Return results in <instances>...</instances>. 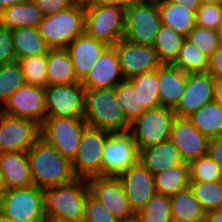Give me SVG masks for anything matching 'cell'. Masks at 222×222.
I'll list each match as a JSON object with an SVG mask.
<instances>
[{
    "label": "cell",
    "mask_w": 222,
    "mask_h": 222,
    "mask_svg": "<svg viewBox=\"0 0 222 222\" xmlns=\"http://www.w3.org/2000/svg\"><path fill=\"white\" fill-rule=\"evenodd\" d=\"M33 185L46 189L77 179L72 163L40 137L26 152Z\"/></svg>",
    "instance_id": "6da1fadb"
},
{
    "label": "cell",
    "mask_w": 222,
    "mask_h": 222,
    "mask_svg": "<svg viewBox=\"0 0 222 222\" xmlns=\"http://www.w3.org/2000/svg\"><path fill=\"white\" fill-rule=\"evenodd\" d=\"M89 194L87 180L82 178L44 189L46 220L83 222Z\"/></svg>",
    "instance_id": "7a4b0ae2"
},
{
    "label": "cell",
    "mask_w": 222,
    "mask_h": 222,
    "mask_svg": "<svg viewBox=\"0 0 222 222\" xmlns=\"http://www.w3.org/2000/svg\"><path fill=\"white\" fill-rule=\"evenodd\" d=\"M84 120L87 125L110 132L129 131L126 119L115 98L114 87L85 89Z\"/></svg>",
    "instance_id": "3957f363"
},
{
    "label": "cell",
    "mask_w": 222,
    "mask_h": 222,
    "mask_svg": "<svg viewBox=\"0 0 222 222\" xmlns=\"http://www.w3.org/2000/svg\"><path fill=\"white\" fill-rule=\"evenodd\" d=\"M126 7L117 3H92L85 7V32L114 46L124 39Z\"/></svg>",
    "instance_id": "277c9868"
},
{
    "label": "cell",
    "mask_w": 222,
    "mask_h": 222,
    "mask_svg": "<svg viewBox=\"0 0 222 222\" xmlns=\"http://www.w3.org/2000/svg\"><path fill=\"white\" fill-rule=\"evenodd\" d=\"M38 28L50 49L66 48L85 32V7L72 4L56 14L44 16Z\"/></svg>",
    "instance_id": "5b68a950"
},
{
    "label": "cell",
    "mask_w": 222,
    "mask_h": 222,
    "mask_svg": "<svg viewBox=\"0 0 222 222\" xmlns=\"http://www.w3.org/2000/svg\"><path fill=\"white\" fill-rule=\"evenodd\" d=\"M0 212L14 222H46L44 189L35 185L4 189L0 194Z\"/></svg>",
    "instance_id": "8992f818"
},
{
    "label": "cell",
    "mask_w": 222,
    "mask_h": 222,
    "mask_svg": "<svg viewBox=\"0 0 222 222\" xmlns=\"http://www.w3.org/2000/svg\"><path fill=\"white\" fill-rule=\"evenodd\" d=\"M87 126L84 117H46L41 126V137L72 162Z\"/></svg>",
    "instance_id": "52a82bcc"
},
{
    "label": "cell",
    "mask_w": 222,
    "mask_h": 222,
    "mask_svg": "<svg viewBox=\"0 0 222 222\" xmlns=\"http://www.w3.org/2000/svg\"><path fill=\"white\" fill-rule=\"evenodd\" d=\"M176 114L172 108L160 106L146 110L130 123L132 134L139 150L170 139Z\"/></svg>",
    "instance_id": "ba28073f"
},
{
    "label": "cell",
    "mask_w": 222,
    "mask_h": 222,
    "mask_svg": "<svg viewBox=\"0 0 222 222\" xmlns=\"http://www.w3.org/2000/svg\"><path fill=\"white\" fill-rule=\"evenodd\" d=\"M161 25L157 0L127 6L124 39L137 45L153 46Z\"/></svg>",
    "instance_id": "9c48e42d"
},
{
    "label": "cell",
    "mask_w": 222,
    "mask_h": 222,
    "mask_svg": "<svg viewBox=\"0 0 222 222\" xmlns=\"http://www.w3.org/2000/svg\"><path fill=\"white\" fill-rule=\"evenodd\" d=\"M139 161V149L129 131L110 132L103 148L101 177H118Z\"/></svg>",
    "instance_id": "30bf717a"
},
{
    "label": "cell",
    "mask_w": 222,
    "mask_h": 222,
    "mask_svg": "<svg viewBox=\"0 0 222 222\" xmlns=\"http://www.w3.org/2000/svg\"><path fill=\"white\" fill-rule=\"evenodd\" d=\"M110 131L87 126L80 139L72 168L77 178L89 179L101 176L103 148Z\"/></svg>",
    "instance_id": "8fae6325"
},
{
    "label": "cell",
    "mask_w": 222,
    "mask_h": 222,
    "mask_svg": "<svg viewBox=\"0 0 222 222\" xmlns=\"http://www.w3.org/2000/svg\"><path fill=\"white\" fill-rule=\"evenodd\" d=\"M40 137L41 126L36 122L0 111V154L27 152Z\"/></svg>",
    "instance_id": "7c38bea8"
},
{
    "label": "cell",
    "mask_w": 222,
    "mask_h": 222,
    "mask_svg": "<svg viewBox=\"0 0 222 222\" xmlns=\"http://www.w3.org/2000/svg\"><path fill=\"white\" fill-rule=\"evenodd\" d=\"M90 194L100 201L119 222L136 219L124 188L118 177H91L87 179Z\"/></svg>",
    "instance_id": "4fadbf2b"
},
{
    "label": "cell",
    "mask_w": 222,
    "mask_h": 222,
    "mask_svg": "<svg viewBox=\"0 0 222 222\" xmlns=\"http://www.w3.org/2000/svg\"><path fill=\"white\" fill-rule=\"evenodd\" d=\"M46 117H84L85 88L81 83L47 85Z\"/></svg>",
    "instance_id": "5bb4252c"
},
{
    "label": "cell",
    "mask_w": 222,
    "mask_h": 222,
    "mask_svg": "<svg viewBox=\"0 0 222 222\" xmlns=\"http://www.w3.org/2000/svg\"><path fill=\"white\" fill-rule=\"evenodd\" d=\"M0 111L10 116L32 120L42 126L46 119L44 87L23 85L9 97Z\"/></svg>",
    "instance_id": "9a60e30c"
},
{
    "label": "cell",
    "mask_w": 222,
    "mask_h": 222,
    "mask_svg": "<svg viewBox=\"0 0 222 222\" xmlns=\"http://www.w3.org/2000/svg\"><path fill=\"white\" fill-rule=\"evenodd\" d=\"M113 47L125 80L154 71L162 64L153 46L137 45L121 39Z\"/></svg>",
    "instance_id": "2e32d148"
},
{
    "label": "cell",
    "mask_w": 222,
    "mask_h": 222,
    "mask_svg": "<svg viewBox=\"0 0 222 222\" xmlns=\"http://www.w3.org/2000/svg\"><path fill=\"white\" fill-rule=\"evenodd\" d=\"M215 78L208 72L187 74L179 103L173 109L177 118H187L205 104L214 101Z\"/></svg>",
    "instance_id": "e0dca14e"
},
{
    "label": "cell",
    "mask_w": 222,
    "mask_h": 222,
    "mask_svg": "<svg viewBox=\"0 0 222 222\" xmlns=\"http://www.w3.org/2000/svg\"><path fill=\"white\" fill-rule=\"evenodd\" d=\"M130 206L137 214L154 196V175L140 161L118 176Z\"/></svg>",
    "instance_id": "ac0fdd59"
},
{
    "label": "cell",
    "mask_w": 222,
    "mask_h": 222,
    "mask_svg": "<svg viewBox=\"0 0 222 222\" xmlns=\"http://www.w3.org/2000/svg\"><path fill=\"white\" fill-rule=\"evenodd\" d=\"M170 140L179 150L185 163L208 155L209 138L198 131L186 118L173 122Z\"/></svg>",
    "instance_id": "d6986e66"
},
{
    "label": "cell",
    "mask_w": 222,
    "mask_h": 222,
    "mask_svg": "<svg viewBox=\"0 0 222 222\" xmlns=\"http://www.w3.org/2000/svg\"><path fill=\"white\" fill-rule=\"evenodd\" d=\"M123 80L117 53L108 46L80 83L85 89H102L115 87Z\"/></svg>",
    "instance_id": "ffe728a7"
},
{
    "label": "cell",
    "mask_w": 222,
    "mask_h": 222,
    "mask_svg": "<svg viewBox=\"0 0 222 222\" xmlns=\"http://www.w3.org/2000/svg\"><path fill=\"white\" fill-rule=\"evenodd\" d=\"M107 47L105 42L89 36L86 32L79 35L66 47L73 63L75 75L80 82Z\"/></svg>",
    "instance_id": "44dd1931"
},
{
    "label": "cell",
    "mask_w": 222,
    "mask_h": 222,
    "mask_svg": "<svg viewBox=\"0 0 222 222\" xmlns=\"http://www.w3.org/2000/svg\"><path fill=\"white\" fill-rule=\"evenodd\" d=\"M139 161L153 175L177 165H189L170 139L139 150Z\"/></svg>",
    "instance_id": "7402d4cb"
},
{
    "label": "cell",
    "mask_w": 222,
    "mask_h": 222,
    "mask_svg": "<svg viewBox=\"0 0 222 222\" xmlns=\"http://www.w3.org/2000/svg\"><path fill=\"white\" fill-rule=\"evenodd\" d=\"M0 171L4 189L26 188L33 185L26 152L0 154Z\"/></svg>",
    "instance_id": "603a6c76"
},
{
    "label": "cell",
    "mask_w": 222,
    "mask_h": 222,
    "mask_svg": "<svg viewBox=\"0 0 222 222\" xmlns=\"http://www.w3.org/2000/svg\"><path fill=\"white\" fill-rule=\"evenodd\" d=\"M160 105L174 109L183 94L187 74L173 64H161L157 68Z\"/></svg>",
    "instance_id": "cb8c5ba5"
},
{
    "label": "cell",
    "mask_w": 222,
    "mask_h": 222,
    "mask_svg": "<svg viewBox=\"0 0 222 222\" xmlns=\"http://www.w3.org/2000/svg\"><path fill=\"white\" fill-rule=\"evenodd\" d=\"M44 15L33 1L19 3L0 12V25L9 29L39 27Z\"/></svg>",
    "instance_id": "d4e9b609"
},
{
    "label": "cell",
    "mask_w": 222,
    "mask_h": 222,
    "mask_svg": "<svg viewBox=\"0 0 222 222\" xmlns=\"http://www.w3.org/2000/svg\"><path fill=\"white\" fill-rule=\"evenodd\" d=\"M46 72L48 85L80 83L66 48L49 49Z\"/></svg>",
    "instance_id": "484cf974"
},
{
    "label": "cell",
    "mask_w": 222,
    "mask_h": 222,
    "mask_svg": "<svg viewBox=\"0 0 222 222\" xmlns=\"http://www.w3.org/2000/svg\"><path fill=\"white\" fill-rule=\"evenodd\" d=\"M12 39L16 60L47 54L46 45L38 27H22L12 29Z\"/></svg>",
    "instance_id": "4316f807"
},
{
    "label": "cell",
    "mask_w": 222,
    "mask_h": 222,
    "mask_svg": "<svg viewBox=\"0 0 222 222\" xmlns=\"http://www.w3.org/2000/svg\"><path fill=\"white\" fill-rule=\"evenodd\" d=\"M173 222H204L206 212L189 188L170 196Z\"/></svg>",
    "instance_id": "83f0119b"
},
{
    "label": "cell",
    "mask_w": 222,
    "mask_h": 222,
    "mask_svg": "<svg viewBox=\"0 0 222 222\" xmlns=\"http://www.w3.org/2000/svg\"><path fill=\"white\" fill-rule=\"evenodd\" d=\"M157 4L162 25L172 28L185 37L196 26V12L165 0H157Z\"/></svg>",
    "instance_id": "f1b7e54d"
},
{
    "label": "cell",
    "mask_w": 222,
    "mask_h": 222,
    "mask_svg": "<svg viewBox=\"0 0 222 222\" xmlns=\"http://www.w3.org/2000/svg\"><path fill=\"white\" fill-rule=\"evenodd\" d=\"M209 139L222 135V105L213 101L186 118Z\"/></svg>",
    "instance_id": "f546056e"
},
{
    "label": "cell",
    "mask_w": 222,
    "mask_h": 222,
    "mask_svg": "<svg viewBox=\"0 0 222 222\" xmlns=\"http://www.w3.org/2000/svg\"><path fill=\"white\" fill-rule=\"evenodd\" d=\"M189 165H177L154 174L155 191L162 195H174L189 188Z\"/></svg>",
    "instance_id": "4dcf8cb0"
},
{
    "label": "cell",
    "mask_w": 222,
    "mask_h": 222,
    "mask_svg": "<svg viewBox=\"0 0 222 222\" xmlns=\"http://www.w3.org/2000/svg\"><path fill=\"white\" fill-rule=\"evenodd\" d=\"M186 39L172 28L161 25L153 47L162 64H173L179 56L180 49Z\"/></svg>",
    "instance_id": "1f68e13d"
},
{
    "label": "cell",
    "mask_w": 222,
    "mask_h": 222,
    "mask_svg": "<svg viewBox=\"0 0 222 222\" xmlns=\"http://www.w3.org/2000/svg\"><path fill=\"white\" fill-rule=\"evenodd\" d=\"M114 92L117 103L130 123L147 110L141 106L139 92L129 80L119 82L114 87Z\"/></svg>",
    "instance_id": "d6a6232c"
},
{
    "label": "cell",
    "mask_w": 222,
    "mask_h": 222,
    "mask_svg": "<svg viewBox=\"0 0 222 222\" xmlns=\"http://www.w3.org/2000/svg\"><path fill=\"white\" fill-rule=\"evenodd\" d=\"M173 65L186 74L205 73L209 69V57L185 39Z\"/></svg>",
    "instance_id": "836d02e7"
},
{
    "label": "cell",
    "mask_w": 222,
    "mask_h": 222,
    "mask_svg": "<svg viewBox=\"0 0 222 222\" xmlns=\"http://www.w3.org/2000/svg\"><path fill=\"white\" fill-rule=\"evenodd\" d=\"M189 189L200 202L206 213L218 210L222 207L221 181H190Z\"/></svg>",
    "instance_id": "e575fe53"
},
{
    "label": "cell",
    "mask_w": 222,
    "mask_h": 222,
    "mask_svg": "<svg viewBox=\"0 0 222 222\" xmlns=\"http://www.w3.org/2000/svg\"><path fill=\"white\" fill-rule=\"evenodd\" d=\"M138 90L141 97V106L147 110L160 107L157 69L139 74L129 80Z\"/></svg>",
    "instance_id": "d590c367"
},
{
    "label": "cell",
    "mask_w": 222,
    "mask_h": 222,
    "mask_svg": "<svg viewBox=\"0 0 222 222\" xmlns=\"http://www.w3.org/2000/svg\"><path fill=\"white\" fill-rule=\"evenodd\" d=\"M25 84L24 75L17 60L0 65V109L9 97Z\"/></svg>",
    "instance_id": "8d00e7d4"
},
{
    "label": "cell",
    "mask_w": 222,
    "mask_h": 222,
    "mask_svg": "<svg viewBox=\"0 0 222 222\" xmlns=\"http://www.w3.org/2000/svg\"><path fill=\"white\" fill-rule=\"evenodd\" d=\"M137 222H173L170 196L155 193L136 214Z\"/></svg>",
    "instance_id": "74e56055"
},
{
    "label": "cell",
    "mask_w": 222,
    "mask_h": 222,
    "mask_svg": "<svg viewBox=\"0 0 222 222\" xmlns=\"http://www.w3.org/2000/svg\"><path fill=\"white\" fill-rule=\"evenodd\" d=\"M26 84L33 86L46 87L47 82V54L18 60Z\"/></svg>",
    "instance_id": "f35d334b"
},
{
    "label": "cell",
    "mask_w": 222,
    "mask_h": 222,
    "mask_svg": "<svg viewBox=\"0 0 222 222\" xmlns=\"http://www.w3.org/2000/svg\"><path fill=\"white\" fill-rule=\"evenodd\" d=\"M190 181L214 182L222 180L220 166L209 155L189 163Z\"/></svg>",
    "instance_id": "ab89813d"
},
{
    "label": "cell",
    "mask_w": 222,
    "mask_h": 222,
    "mask_svg": "<svg viewBox=\"0 0 222 222\" xmlns=\"http://www.w3.org/2000/svg\"><path fill=\"white\" fill-rule=\"evenodd\" d=\"M186 39L197 46L209 58L220 47L215 30L202 28L197 25L187 34Z\"/></svg>",
    "instance_id": "60d3db41"
},
{
    "label": "cell",
    "mask_w": 222,
    "mask_h": 222,
    "mask_svg": "<svg viewBox=\"0 0 222 222\" xmlns=\"http://www.w3.org/2000/svg\"><path fill=\"white\" fill-rule=\"evenodd\" d=\"M222 22V4L202 3L196 12V25L215 30Z\"/></svg>",
    "instance_id": "b9f144b4"
},
{
    "label": "cell",
    "mask_w": 222,
    "mask_h": 222,
    "mask_svg": "<svg viewBox=\"0 0 222 222\" xmlns=\"http://www.w3.org/2000/svg\"><path fill=\"white\" fill-rule=\"evenodd\" d=\"M83 222H119L95 197L88 195Z\"/></svg>",
    "instance_id": "7bdbcfd3"
},
{
    "label": "cell",
    "mask_w": 222,
    "mask_h": 222,
    "mask_svg": "<svg viewBox=\"0 0 222 222\" xmlns=\"http://www.w3.org/2000/svg\"><path fill=\"white\" fill-rule=\"evenodd\" d=\"M16 61L12 30L0 25V65Z\"/></svg>",
    "instance_id": "ee69618b"
},
{
    "label": "cell",
    "mask_w": 222,
    "mask_h": 222,
    "mask_svg": "<svg viewBox=\"0 0 222 222\" xmlns=\"http://www.w3.org/2000/svg\"><path fill=\"white\" fill-rule=\"evenodd\" d=\"M36 3L44 16L56 14L68 8L70 5L69 0H32Z\"/></svg>",
    "instance_id": "f6af8a7d"
},
{
    "label": "cell",
    "mask_w": 222,
    "mask_h": 222,
    "mask_svg": "<svg viewBox=\"0 0 222 222\" xmlns=\"http://www.w3.org/2000/svg\"><path fill=\"white\" fill-rule=\"evenodd\" d=\"M208 155L220 166L222 170V135L210 138Z\"/></svg>",
    "instance_id": "bcb514c9"
},
{
    "label": "cell",
    "mask_w": 222,
    "mask_h": 222,
    "mask_svg": "<svg viewBox=\"0 0 222 222\" xmlns=\"http://www.w3.org/2000/svg\"><path fill=\"white\" fill-rule=\"evenodd\" d=\"M214 78H222V46H220L209 58V69Z\"/></svg>",
    "instance_id": "7dc6e473"
},
{
    "label": "cell",
    "mask_w": 222,
    "mask_h": 222,
    "mask_svg": "<svg viewBox=\"0 0 222 222\" xmlns=\"http://www.w3.org/2000/svg\"><path fill=\"white\" fill-rule=\"evenodd\" d=\"M166 2H172L177 5H182L186 7L188 10L197 12L199 7L202 4L201 0H165Z\"/></svg>",
    "instance_id": "c3c4849f"
},
{
    "label": "cell",
    "mask_w": 222,
    "mask_h": 222,
    "mask_svg": "<svg viewBox=\"0 0 222 222\" xmlns=\"http://www.w3.org/2000/svg\"><path fill=\"white\" fill-rule=\"evenodd\" d=\"M214 101L222 105V78H215Z\"/></svg>",
    "instance_id": "681fc988"
},
{
    "label": "cell",
    "mask_w": 222,
    "mask_h": 222,
    "mask_svg": "<svg viewBox=\"0 0 222 222\" xmlns=\"http://www.w3.org/2000/svg\"><path fill=\"white\" fill-rule=\"evenodd\" d=\"M204 222H222V207L207 213Z\"/></svg>",
    "instance_id": "f907efd6"
},
{
    "label": "cell",
    "mask_w": 222,
    "mask_h": 222,
    "mask_svg": "<svg viewBox=\"0 0 222 222\" xmlns=\"http://www.w3.org/2000/svg\"><path fill=\"white\" fill-rule=\"evenodd\" d=\"M32 0H0V12L12 5L19 4V3H24Z\"/></svg>",
    "instance_id": "816d5d0a"
},
{
    "label": "cell",
    "mask_w": 222,
    "mask_h": 222,
    "mask_svg": "<svg viewBox=\"0 0 222 222\" xmlns=\"http://www.w3.org/2000/svg\"><path fill=\"white\" fill-rule=\"evenodd\" d=\"M151 0H118V4L124 7L149 2Z\"/></svg>",
    "instance_id": "f5cc1de1"
},
{
    "label": "cell",
    "mask_w": 222,
    "mask_h": 222,
    "mask_svg": "<svg viewBox=\"0 0 222 222\" xmlns=\"http://www.w3.org/2000/svg\"><path fill=\"white\" fill-rule=\"evenodd\" d=\"M73 5H80L83 7L89 6L93 3V0H69Z\"/></svg>",
    "instance_id": "db71d44e"
},
{
    "label": "cell",
    "mask_w": 222,
    "mask_h": 222,
    "mask_svg": "<svg viewBox=\"0 0 222 222\" xmlns=\"http://www.w3.org/2000/svg\"><path fill=\"white\" fill-rule=\"evenodd\" d=\"M217 36L219 39V44L222 46V22L219 24L218 28L216 29Z\"/></svg>",
    "instance_id": "11a10c76"
},
{
    "label": "cell",
    "mask_w": 222,
    "mask_h": 222,
    "mask_svg": "<svg viewBox=\"0 0 222 222\" xmlns=\"http://www.w3.org/2000/svg\"><path fill=\"white\" fill-rule=\"evenodd\" d=\"M0 222H14V221L0 212Z\"/></svg>",
    "instance_id": "9f6ffc18"
},
{
    "label": "cell",
    "mask_w": 222,
    "mask_h": 222,
    "mask_svg": "<svg viewBox=\"0 0 222 222\" xmlns=\"http://www.w3.org/2000/svg\"><path fill=\"white\" fill-rule=\"evenodd\" d=\"M105 2L118 4V0H93V3H105Z\"/></svg>",
    "instance_id": "6f0895ef"
},
{
    "label": "cell",
    "mask_w": 222,
    "mask_h": 222,
    "mask_svg": "<svg viewBox=\"0 0 222 222\" xmlns=\"http://www.w3.org/2000/svg\"><path fill=\"white\" fill-rule=\"evenodd\" d=\"M202 3H222V0H201Z\"/></svg>",
    "instance_id": "680465c9"
},
{
    "label": "cell",
    "mask_w": 222,
    "mask_h": 222,
    "mask_svg": "<svg viewBox=\"0 0 222 222\" xmlns=\"http://www.w3.org/2000/svg\"><path fill=\"white\" fill-rule=\"evenodd\" d=\"M3 190H4V184L2 181V176H1V171H0V194L2 193Z\"/></svg>",
    "instance_id": "91938a15"
},
{
    "label": "cell",
    "mask_w": 222,
    "mask_h": 222,
    "mask_svg": "<svg viewBox=\"0 0 222 222\" xmlns=\"http://www.w3.org/2000/svg\"><path fill=\"white\" fill-rule=\"evenodd\" d=\"M46 222H60V221L46 220Z\"/></svg>",
    "instance_id": "94428289"
}]
</instances>
